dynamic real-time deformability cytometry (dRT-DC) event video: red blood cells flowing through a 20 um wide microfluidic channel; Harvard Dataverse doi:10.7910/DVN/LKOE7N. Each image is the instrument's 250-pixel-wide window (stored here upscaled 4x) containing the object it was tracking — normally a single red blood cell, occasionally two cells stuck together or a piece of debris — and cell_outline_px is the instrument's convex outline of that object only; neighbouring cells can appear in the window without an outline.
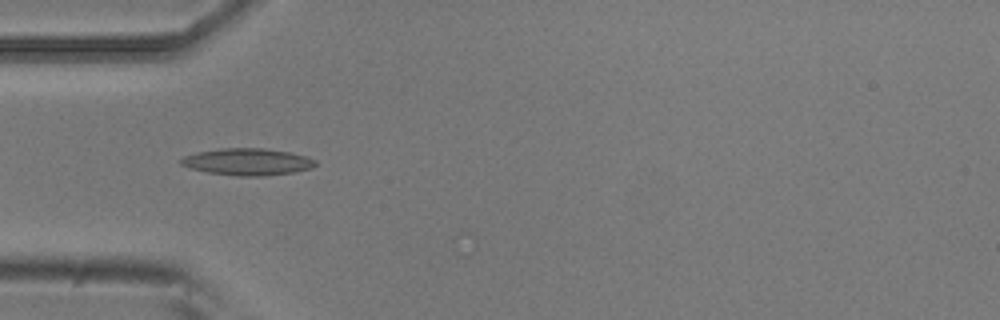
{"species": "common noctule bat (a hibernating species)", "species_latin": "Nyctalus noctula", "temperature_condition": "room temperature", "stored_images_in_passage": 8, "camera_frame_rate_fps": 3000, "um_per_image_px": 0.085, "animal": {"sex": "male", "body_mass_g": 20.5, "forearm_length_mm": 52.5}, "frame": {"image": 1, "passage_image": 5, "time_ms": 1.333, "image_size_px": [1000, 320], "cell_outline_px": [[316, 164], [312, 168], [292, 172], [260, 176], [240, 176], [208, 172], [192, 168], [180, 164], [180, 160], [184, 156], [196, 152], [220, 148], [264, 148], [288, 152], [304, 156], [316, 160]], "centroid_in_image_um": [21.02, 13.74], "position_along_channel_um": 64.0, "area_um2": 20.81}}
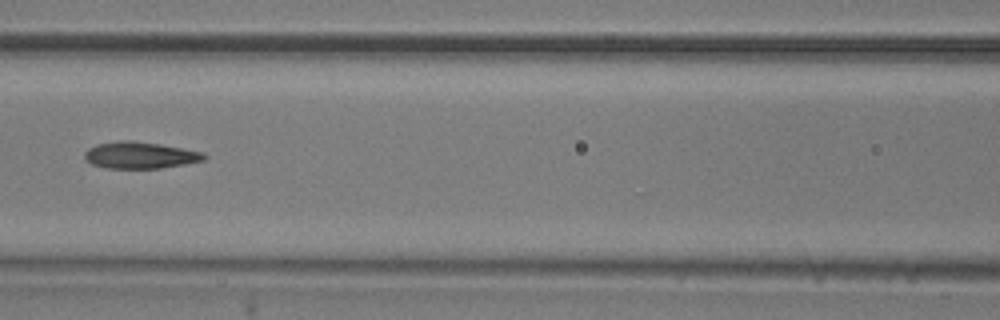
{"frame": {"image": 2, "passage_image": 7, "time_ms": 2.0, "image_size_px": [1000, 320], "cell_outline_px": [[208, 156], [204, 160], [184, 164], [160, 168], [104, 168], [92, 164], [84, 160], [84, 152], [88, 148], [96, 144], [120, 140], [132, 140], [160, 144], [204, 152]], "centroid_in_image_um": [11.88, 13.18], "position_along_channel_um": 154.7, "area_um2": 18.73}}
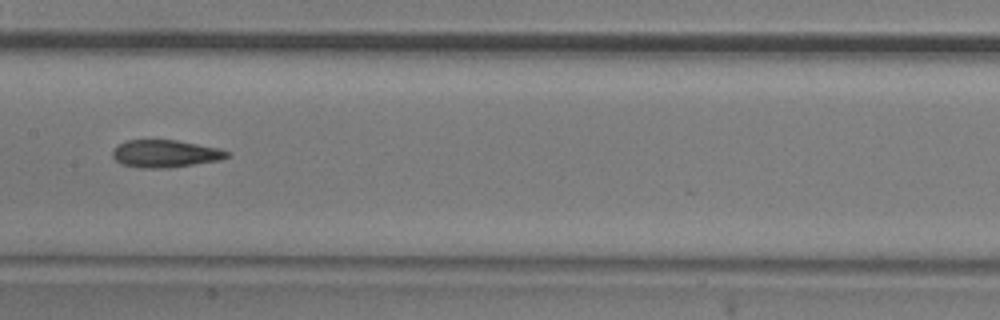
{"frame": {"image": 3, "passage_image": 8, "time_ms": 2.333, "image_size_px": [1000, 320], "cell_outline_px": [[228, 156], [220, 160], [168, 168], [144, 168], [120, 164], [112, 156], [112, 148], [128, 140], [176, 140], [220, 148], [228, 152]], "centroid_in_image_um": [14.02, 13.06], "position_along_channel_um": 193.4, "area_um2": 18.26}}